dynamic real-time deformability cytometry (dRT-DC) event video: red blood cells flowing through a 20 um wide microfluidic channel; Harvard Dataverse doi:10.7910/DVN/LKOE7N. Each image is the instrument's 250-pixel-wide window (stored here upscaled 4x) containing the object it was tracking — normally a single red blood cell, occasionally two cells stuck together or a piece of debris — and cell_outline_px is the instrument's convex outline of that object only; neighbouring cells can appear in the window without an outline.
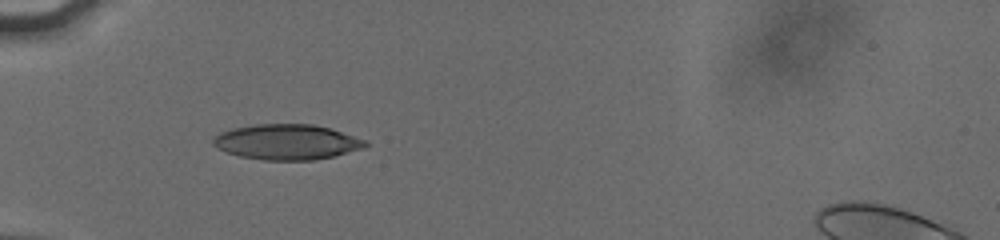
{"species": "human", "species_latin": "Homo sapiens", "temperature_condition": "cold", "stored_images_in_passage": 29, "camera_frame_rate_fps": 3000, "um_per_image_px": 0.085, "donor": {"sex": "male"}, "frame": {"image": 1, "passage_image": 2, "time_ms": 0.667, "image_size_px": [1000, 240], "cell_outline_px": [[368, 144], [364, 148], [332, 156], [312, 160], [264, 160], [240, 156], [216, 148], [212, 144], [212, 140], [220, 132], [232, 128], [256, 124], [312, 124], [332, 128], [368, 140]], "centroid_in_image_um": [24.4, 12.06], "position_along_channel_um": 60.6, "area_um2": 31.44}}
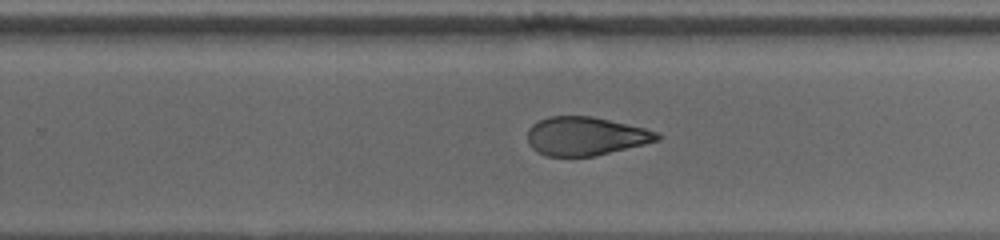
{"frame": {"image": 2, "passage_image": 18, "time_ms": 6.667, "image_size_px": [1000, 240], "cell_outline_px": [[660, 140], [596, 156], [548, 156], [536, 152], [528, 144], [528, 128], [532, 124], [548, 116], [592, 116], [644, 128], [656, 132], [660, 136]], "centroid_in_image_um": [49.74, 11.57], "position_along_channel_um": 280.1, "area_um2": 29.07}}
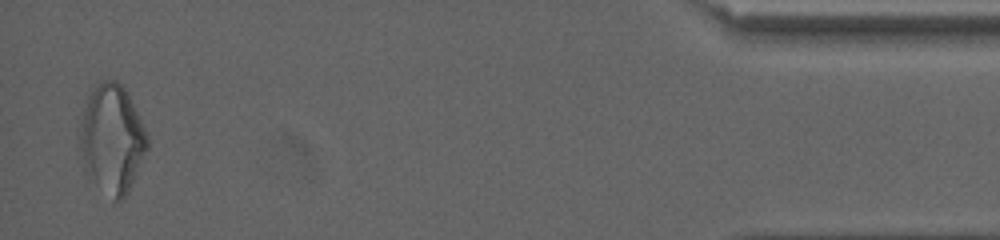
{"frame": {"image": 3, "passage_image": 29, "time_ms": 12.333, "image_size_px": [1000, 240], "cell_outline_px": [[148, 148], [128, 192], [120, 200], [116, 200], [84, 164], [76, 148], [76, 136], [84, 108], [88, 96], [92, 88], [100, 80], [116, 80], [124, 88], [148, 136]], "centroid_in_image_um": [9.49, 11.7], "position_along_channel_um": 425.7, "area_um2": 41.73}, "authors_computed_cell_mechanics": {"area_um2": 30.8652, "velocity_mm_per_s": 3.8397, "shape_relaxation_time_tau1_ms": 9.6776, "shape_relaxation_time_tau2_ms": 2.9586, "deformation_change_tau1": 0.2054, "deformation_change_tau2": 0.1009}}